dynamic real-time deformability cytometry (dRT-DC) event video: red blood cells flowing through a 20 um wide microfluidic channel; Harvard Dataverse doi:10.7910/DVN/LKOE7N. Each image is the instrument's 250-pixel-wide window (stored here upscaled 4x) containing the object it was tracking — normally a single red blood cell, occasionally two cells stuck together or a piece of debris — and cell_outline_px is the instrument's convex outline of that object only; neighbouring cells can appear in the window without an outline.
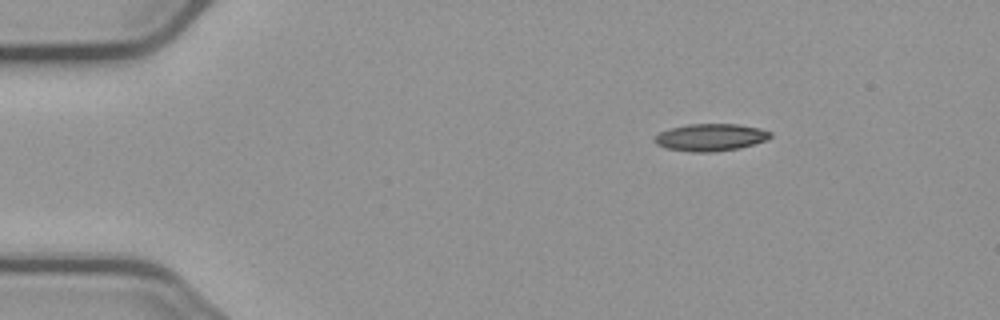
{"species": "common noctule bat (a hibernating species)", "species_latin": "Nyctalus noctula", "temperature_condition": "cold", "stored_images_in_passage": 4, "camera_frame_rate_fps": 3000, "um_per_image_px": 0.085, "animal": {"sex": "male", "body_mass_g": 23.1, "forearm_length_mm": 52.7}, "frame": {"image": 1, "passage_image": 1, "time_ms": 0.0, "image_size_px": [1000, 320], "cell_outline_px": [[772, 136], [768, 140], [740, 148], [712, 152], [692, 152], [664, 148], [656, 144], [652, 140], [660, 132], [668, 128], [688, 124], [736, 124], [760, 128], [772, 132]], "centroid_in_image_um": [60.39, 11.67], "position_along_channel_um": 24.6, "area_um2": 18.61}}
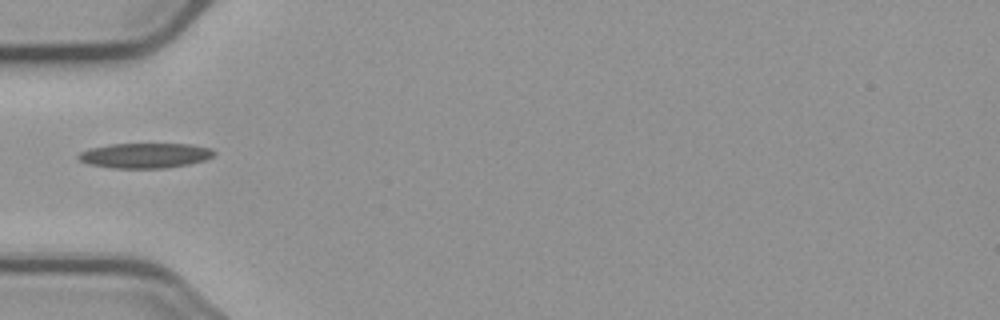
{"frame": {"image": 2, "passage_image": 4, "time_ms": 3.333, "image_size_px": [1000, 320], "cell_outline_px": [[216, 152], [212, 156], [204, 160], [188, 164], [164, 168], [112, 168], [88, 164], [80, 160], [76, 156], [80, 152], [92, 148], [112, 144], [188, 144], [212, 148]], "centroid_in_image_um": [12.33, 13.22], "position_along_channel_um": 72.7, "area_um2": 19.65}}